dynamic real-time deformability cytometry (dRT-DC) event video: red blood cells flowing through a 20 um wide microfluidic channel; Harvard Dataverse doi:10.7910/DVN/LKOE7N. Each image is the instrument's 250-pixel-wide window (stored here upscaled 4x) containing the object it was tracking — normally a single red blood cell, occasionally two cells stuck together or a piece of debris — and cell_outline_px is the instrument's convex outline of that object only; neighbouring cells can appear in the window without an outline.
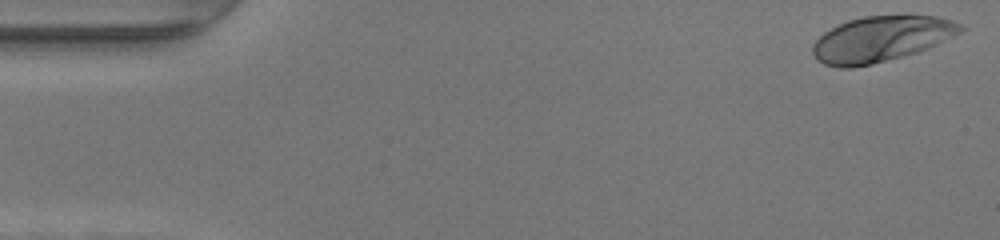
{"species": "human", "species_latin": "Homo sapiens", "temperature_condition": "warm", "stored_images_in_passage": 47, "camera_frame_rate_fps": 3000, "um_per_image_px": 0.085, "donor": {"sex": "female"}, "frame": {"image": 1, "passage_image": 1, "time_ms": 0.0, "image_size_px": [1000, 240], "cell_outline_px": [[964, 28], [960, 32], [928, 48], [916, 52], [872, 64], [852, 68], [840, 68], [824, 64], [816, 60], [812, 52], [812, 44], [824, 32], [848, 20], [864, 16], [936, 16], [952, 20], [964, 24]], "centroid_in_image_um": [74.86, 3.32], "position_along_channel_um": 10.1, "area_um2": 38.96}}
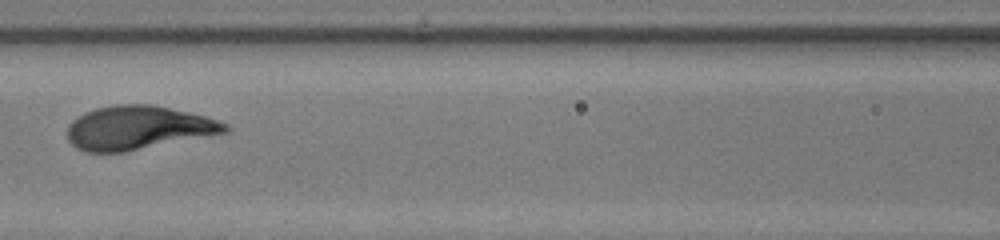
{"frame": {"image": 2, "passage_image": 21, "time_ms": 6.667, "image_size_px": [1000, 240], "cell_outline_px": [[228, 132], [124, 152], [84, 152], [76, 148], [68, 140], [68, 124], [72, 120], [84, 112], [96, 108], [116, 104], [152, 104], [204, 116], [228, 124]], "centroid_in_image_um": [11.69, 10.86], "position_along_channel_um": 154.9, "area_um2": 40.0}}
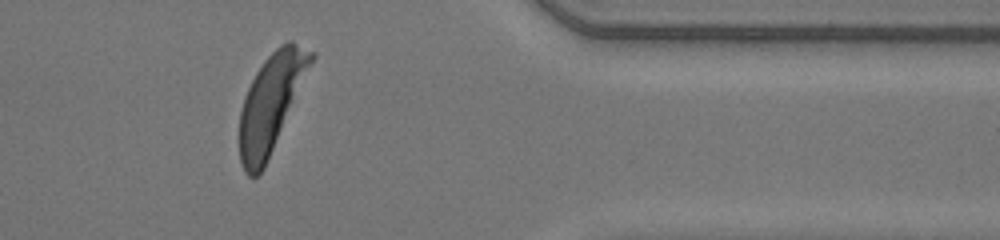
{"frame": {"image": 3, "passage_image": 39, "time_ms": 12.667, "image_size_px": [1000, 240], "cell_outline_px": [[316, 56], [264, 168], [256, 176], [248, 176], [244, 172], [240, 160], [240, 112], [244, 96], [256, 72], [264, 60], [280, 44], [288, 40], [292, 40], [316, 52]], "centroid_in_image_um": [23.06, 8.71], "position_along_channel_um": 388.3, "area_um2": 40.34}, "authors_computed_cell_mechanics": {"area_um2": 39.1306, "velocity_mm_per_s": 4.2624, "shape_relaxation_time_tau1_ms": 2.5019, "shape_relaxation_time_tau2_ms": null, "deformation_change_tau1": 0.1815, "deformation_change_tau2": null}}